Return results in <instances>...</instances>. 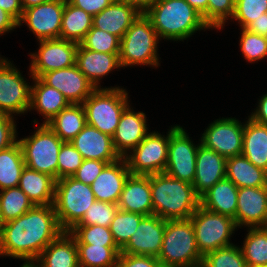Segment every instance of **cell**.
<instances>
[{"label":"cell","mask_w":267,"mask_h":267,"mask_svg":"<svg viewBox=\"0 0 267 267\" xmlns=\"http://www.w3.org/2000/svg\"><path fill=\"white\" fill-rule=\"evenodd\" d=\"M63 230L53 205H35L17 219L5 223L0 235V256L36 260Z\"/></svg>","instance_id":"obj_1"},{"label":"cell","mask_w":267,"mask_h":267,"mask_svg":"<svg viewBox=\"0 0 267 267\" xmlns=\"http://www.w3.org/2000/svg\"><path fill=\"white\" fill-rule=\"evenodd\" d=\"M154 214L163 220L189 219L200 206V197L191 183L165 172L150 175Z\"/></svg>","instance_id":"obj_2"},{"label":"cell","mask_w":267,"mask_h":267,"mask_svg":"<svg viewBox=\"0 0 267 267\" xmlns=\"http://www.w3.org/2000/svg\"><path fill=\"white\" fill-rule=\"evenodd\" d=\"M144 14L160 39L184 41L196 31L210 28L185 0H158Z\"/></svg>","instance_id":"obj_3"},{"label":"cell","mask_w":267,"mask_h":267,"mask_svg":"<svg viewBox=\"0 0 267 267\" xmlns=\"http://www.w3.org/2000/svg\"><path fill=\"white\" fill-rule=\"evenodd\" d=\"M162 267H195L202 264L203 256L197 249L191 219L166 220L160 254Z\"/></svg>","instance_id":"obj_4"},{"label":"cell","mask_w":267,"mask_h":267,"mask_svg":"<svg viewBox=\"0 0 267 267\" xmlns=\"http://www.w3.org/2000/svg\"><path fill=\"white\" fill-rule=\"evenodd\" d=\"M160 38L151 20L141 13L120 39L119 60L121 67L149 65L158 67L157 44Z\"/></svg>","instance_id":"obj_5"},{"label":"cell","mask_w":267,"mask_h":267,"mask_svg":"<svg viewBox=\"0 0 267 267\" xmlns=\"http://www.w3.org/2000/svg\"><path fill=\"white\" fill-rule=\"evenodd\" d=\"M129 102L127 91L119 86L95 89L83 102L87 124L112 137Z\"/></svg>","instance_id":"obj_6"},{"label":"cell","mask_w":267,"mask_h":267,"mask_svg":"<svg viewBox=\"0 0 267 267\" xmlns=\"http://www.w3.org/2000/svg\"><path fill=\"white\" fill-rule=\"evenodd\" d=\"M95 201L90 185L72 176L58 179L53 206L60 228L63 231L71 230Z\"/></svg>","instance_id":"obj_7"},{"label":"cell","mask_w":267,"mask_h":267,"mask_svg":"<svg viewBox=\"0 0 267 267\" xmlns=\"http://www.w3.org/2000/svg\"><path fill=\"white\" fill-rule=\"evenodd\" d=\"M24 162L30 169L58 180V155L64 143L47 124H41L32 136L19 139Z\"/></svg>","instance_id":"obj_8"},{"label":"cell","mask_w":267,"mask_h":267,"mask_svg":"<svg viewBox=\"0 0 267 267\" xmlns=\"http://www.w3.org/2000/svg\"><path fill=\"white\" fill-rule=\"evenodd\" d=\"M195 233L196 245L200 254L233 245L230 237L237 229L230 216L217 214L199 206L190 217Z\"/></svg>","instance_id":"obj_9"},{"label":"cell","mask_w":267,"mask_h":267,"mask_svg":"<svg viewBox=\"0 0 267 267\" xmlns=\"http://www.w3.org/2000/svg\"><path fill=\"white\" fill-rule=\"evenodd\" d=\"M168 145L169 131L167 136L155 131L148 133L134 149L124 156L130 173L134 175H153L165 172Z\"/></svg>","instance_id":"obj_10"},{"label":"cell","mask_w":267,"mask_h":267,"mask_svg":"<svg viewBox=\"0 0 267 267\" xmlns=\"http://www.w3.org/2000/svg\"><path fill=\"white\" fill-rule=\"evenodd\" d=\"M199 145H194L183 127L171 126L165 173L177 180L193 184Z\"/></svg>","instance_id":"obj_11"},{"label":"cell","mask_w":267,"mask_h":267,"mask_svg":"<svg viewBox=\"0 0 267 267\" xmlns=\"http://www.w3.org/2000/svg\"><path fill=\"white\" fill-rule=\"evenodd\" d=\"M31 88L14 64L0 56V112L12 116L27 113Z\"/></svg>","instance_id":"obj_12"},{"label":"cell","mask_w":267,"mask_h":267,"mask_svg":"<svg viewBox=\"0 0 267 267\" xmlns=\"http://www.w3.org/2000/svg\"><path fill=\"white\" fill-rule=\"evenodd\" d=\"M39 43L38 52L30 54L32 61L29 71L32 77L76 64L78 43L60 38L40 40Z\"/></svg>","instance_id":"obj_13"},{"label":"cell","mask_w":267,"mask_h":267,"mask_svg":"<svg viewBox=\"0 0 267 267\" xmlns=\"http://www.w3.org/2000/svg\"><path fill=\"white\" fill-rule=\"evenodd\" d=\"M244 125L234 118L217 119L209 124L199 141L223 157L242 155Z\"/></svg>","instance_id":"obj_14"},{"label":"cell","mask_w":267,"mask_h":267,"mask_svg":"<svg viewBox=\"0 0 267 267\" xmlns=\"http://www.w3.org/2000/svg\"><path fill=\"white\" fill-rule=\"evenodd\" d=\"M65 2L49 0L23 10L18 26L27 24L30 31L40 40L59 39Z\"/></svg>","instance_id":"obj_15"},{"label":"cell","mask_w":267,"mask_h":267,"mask_svg":"<svg viewBox=\"0 0 267 267\" xmlns=\"http://www.w3.org/2000/svg\"><path fill=\"white\" fill-rule=\"evenodd\" d=\"M166 220L153 214L144 216L136 232L121 249L123 254L158 257L162 248Z\"/></svg>","instance_id":"obj_16"},{"label":"cell","mask_w":267,"mask_h":267,"mask_svg":"<svg viewBox=\"0 0 267 267\" xmlns=\"http://www.w3.org/2000/svg\"><path fill=\"white\" fill-rule=\"evenodd\" d=\"M45 84L59 90L70 104H83L95 87L77 65L43 73L39 77Z\"/></svg>","instance_id":"obj_17"},{"label":"cell","mask_w":267,"mask_h":267,"mask_svg":"<svg viewBox=\"0 0 267 267\" xmlns=\"http://www.w3.org/2000/svg\"><path fill=\"white\" fill-rule=\"evenodd\" d=\"M233 219L238 228L267 227V186L239 188Z\"/></svg>","instance_id":"obj_18"},{"label":"cell","mask_w":267,"mask_h":267,"mask_svg":"<svg viewBox=\"0 0 267 267\" xmlns=\"http://www.w3.org/2000/svg\"><path fill=\"white\" fill-rule=\"evenodd\" d=\"M146 123L145 113L134 112L129 105L124 109L112 136L114 149L120 157L126 156L128 151L134 149L147 136Z\"/></svg>","instance_id":"obj_19"},{"label":"cell","mask_w":267,"mask_h":267,"mask_svg":"<svg viewBox=\"0 0 267 267\" xmlns=\"http://www.w3.org/2000/svg\"><path fill=\"white\" fill-rule=\"evenodd\" d=\"M226 158L201 144L197 150L193 187L201 197L218 181L226 178Z\"/></svg>","instance_id":"obj_20"},{"label":"cell","mask_w":267,"mask_h":267,"mask_svg":"<svg viewBox=\"0 0 267 267\" xmlns=\"http://www.w3.org/2000/svg\"><path fill=\"white\" fill-rule=\"evenodd\" d=\"M130 174L124 157L107 164L90 185L96 201L117 204Z\"/></svg>","instance_id":"obj_21"},{"label":"cell","mask_w":267,"mask_h":267,"mask_svg":"<svg viewBox=\"0 0 267 267\" xmlns=\"http://www.w3.org/2000/svg\"><path fill=\"white\" fill-rule=\"evenodd\" d=\"M70 142L83 159L105 161L109 164L121 158L114 149L112 137L88 124Z\"/></svg>","instance_id":"obj_22"},{"label":"cell","mask_w":267,"mask_h":267,"mask_svg":"<svg viewBox=\"0 0 267 267\" xmlns=\"http://www.w3.org/2000/svg\"><path fill=\"white\" fill-rule=\"evenodd\" d=\"M117 205L119 210L144 216L153 215L150 175L130 174Z\"/></svg>","instance_id":"obj_23"},{"label":"cell","mask_w":267,"mask_h":267,"mask_svg":"<svg viewBox=\"0 0 267 267\" xmlns=\"http://www.w3.org/2000/svg\"><path fill=\"white\" fill-rule=\"evenodd\" d=\"M141 12L128 3L116 0L93 16V27L121 39Z\"/></svg>","instance_id":"obj_24"},{"label":"cell","mask_w":267,"mask_h":267,"mask_svg":"<svg viewBox=\"0 0 267 267\" xmlns=\"http://www.w3.org/2000/svg\"><path fill=\"white\" fill-rule=\"evenodd\" d=\"M76 65L95 89L101 88L99 82L102 77L113 69L121 68L119 54L92 51L80 44L76 53Z\"/></svg>","instance_id":"obj_25"},{"label":"cell","mask_w":267,"mask_h":267,"mask_svg":"<svg viewBox=\"0 0 267 267\" xmlns=\"http://www.w3.org/2000/svg\"><path fill=\"white\" fill-rule=\"evenodd\" d=\"M36 261L42 267H80L75 238L63 231L38 256Z\"/></svg>","instance_id":"obj_26"},{"label":"cell","mask_w":267,"mask_h":267,"mask_svg":"<svg viewBox=\"0 0 267 267\" xmlns=\"http://www.w3.org/2000/svg\"><path fill=\"white\" fill-rule=\"evenodd\" d=\"M32 80L29 111L37 110L45 118L43 124H46L70 103L59 90L45 84L39 77H32Z\"/></svg>","instance_id":"obj_27"},{"label":"cell","mask_w":267,"mask_h":267,"mask_svg":"<svg viewBox=\"0 0 267 267\" xmlns=\"http://www.w3.org/2000/svg\"><path fill=\"white\" fill-rule=\"evenodd\" d=\"M238 190L239 188L231 180L224 178L200 197V206L211 212L234 218Z\"/></svg>","instance_id":"obj_28"},{"label":"cell","mask_w":267,"mask_h":267,"mask_svg":"<svg viewBox=\"0 0 267 267\" xmlns=\"http://www.w3.org/2000/svg\"><path fill=\"white\" fill-rule=\"evenodd\" d=\"M55 185L53 177L25 166L18 187L34 205H53Z\"/></svg>","instance_id":"obj_29"},{"label":"cell","mask_w":267,"mask_h":267,"mask_svg":"<svg viewBox=\"0 0 267 267\" xmlns=\"http://www.w3.org/2000/svg\"><path fill=\"white\" fill-rule=\"evenodd\" d=\"M242 155L267 171V125L248 118L244 123Z\"/></svg>","instance_id":"obj_30"},{"label":"cell","mask_w":267,"mask_h":267,"mask_svg":"<svg viewBox=\"0 0 267 267\" xmlns=\"http://www.w3.org/2000/svg\"><path fill=\"white\" fill-rule=\"evenodd\" d=\"M226 178L238 188L267 186V171L256 167L243 155L227 158Z\"/></svg>","instance_id":"obj_31"},{"label":"cell","mask_w":267,"mask_h":267,"mask_svg":"<svg viewBox=\"0 0 267 267\" xmlns=\"http://www.w3.org/2000/svg\"><path fill=\"white\" fill-rule=\"evenodd\" d=\"M46 124L63 142H70L87 125L83 104H70Z\"/></svg>","instance_id":"obj_32"},{"label":"cell","mask_w":267,"mask_h":267,"mask_svg":"<svg viewBox=\"0 0 267 267\" xmlns=\"http://www.w3.org/2000/svg\"><path fill=\"white\" fill-rule=\"evenodd\" d=\"M93 16L65 2L60 39L80 43L93 26Z\"/></svg>","instance_id":"obj_33"},{"label":"cell","mask_w":267,"mask_h":267,"mask_svg":"<svg viewBox=\"0 0 267 267\" xmlns=\"http://www.w3.org/2000/svg\"><path fill=\"white\" fill-rule=\"evenodd\" d=\"M25 166L22 148L18 141L0 151V191L17 187Z\"/></svg>","instance_id":"obj_34"},{"label":"cell","mask_w":267,"mask_h":267,"mask_svg":"<svg viewBox=\"0 0 267 267\" xmlns=\"http://www.w3.org/2000/svg\"><path fill=\"white\" fill-rule=\"evenodd\" d=\"M80 267H116L121 249L118 246L76 244Z\"/></svg>","instance_id":"obj_35"},{"label":"cell","mask_w":267,"mask_h":267,"mask_svg":"<svg viewBox=\"0 0 267 267\" xmlns=\"http://www.w3.org/2000/svg\"><path fill=\"white\" fill-rule=\"evenodd\" d=\"M241 247L247 267L267 265V227L249 228Z\"/></svg>","instance_id":"obj_36"},{"label":"cell","mask_w":267,"mask_h":267,"mask_svg":"<svg viewBox=\"0 0 267 267\" xmlns=\"http://www.w3.org/2000/svg\"><path fill=\"white\" fill-rule=\"evenodd\" d=\"M34 206L18 186L0 191V210L5 223L17 219Z\"/></svg>","instance_id":"obj_37"},{"label":"cell","mask_w":267,"mask_h":267,"mask_svg":"<svg viewBox=\"0 0 267 267\" xmlns=\"http://www.w3.org/2000/svg\"><path fill=\"white\" fill-rule=\"evenodd\" d=\"M144 215L124 210H117L111 221L110 231L116 245L122 249L130 240Z\"/></svg>","instance_id":"obj_38"},{"label":"cell","mask_w":267,"mask_h":267,"mask_svg":"<svg viewBox=\"0 0 267 267\" xmlns=\"http://www.w3.org/2000/svg\"><path fill=\"white\" fill-rule=\"evenodd\" d=\"M76 244H90L98 246H117L110 227L100 225H75L68 231Z\"/></svg>","instance_id":"obj_39"},{"label":"cell","mask_w":267,"mask_h":267,"mask_svg":"<svg viewBox=\"0 0 267 267\" xmlns=\"http://www.w3.org/2000/svg\"><path fill=\"white\" fill-rule=\"evenodd\" d=\"M203 267H247L241 247L234 244L203 256Z\"/></svg>","instance_id":"obj_40"},{"label":"cell","mask_w":267,"mask_h":267,"mask_svg":"<svg viewBox=\"0 0 267 267\" xmlns=\"http://www.w3.org/2000/svg\"><path fill=\"white\" fill-rule=\"evenodd\" d=\"M83 48L96 52L119 54L120 39L109 32L92 28L79 43Z\"/></svg>","instance_id":"obj_41"},{"label":"cell","mask_w":267,"mask_h":267,"mask_svg":"<svg viewBox=\"0 0 267 267\" xmlns=\"http://www.w3.org/2000/svg\"><path fill=\"white\" fill-rule=\"evenodd\" d=\"M240 50L248 62L262 60L267 56V36L250 32L245 28L241 30Z\"/></svg>","instance_id":"obj_42"},{"label":"cell","mask_w":267,"mask_h":267,"mask_svg":"<svg viewBox=\"0 0 267 267\" xmlns=\"http://www.w3.org/2000/svg\"><path fill=\"white\" fill-rule=\"evenodd\" d=\"M115 203L95 201L76 225H100L110 227L118 210Z\"/></svg>","instance_id":"obj_43"},{"label":"cell","mask_w":267,"mask_h":267,"mask_svg":"<svg viewBox=\"0 0 267 267\" xmlns=\"http://www.w3.org/2000/svg\"><path fill=\"white\" fill-rule=\"evenodd\" d=\"M267 12V0H235V11L231 18L246 28L251 22Z\"/></svg>","instance_id":"obj_44"},{"label":"cell","mask_w":267,"mask_h":267,"mask_svg":"<svg viewBox=\"0 0 267 267\" xmlns=\"http://www.w3.org/2000/svg\"><path fill=\"white\" fill-rule=\"evenodd\" d=\"M235 0H208L207 24L210 28L222 29L226 20L233 17Z\"/></svg>","instance_id":"obj_45"},{"label":"cell","mask_w":267,"mask_h":267,"mask_svg":"<svg viewBox=\"0 0 267 267\" xmlns=\"http://www.w3.org/2000/svg\"><path fill=\"white\" fill-rule=\"evenodd\" d=\"M83 160L71 142H64L58 155V179L72 176L82 165Z\"/></svg>","instance_id":"obj_46"},{"label":"cell","mask_w":267,"mask_h":267,"mask_svg":"<svg viewBox=\"0 0 267 267\" xmlns=\"http://www.w3.org/2000/svg\"><path fill=\"white\" fill-rule=\"evenodd\" d=\"M107 164L105 161L84 159L72 177L84 184L91 185Z\"/></svg>","instance_id":"obj_47"},{"label":"cell","mask_w":267,"mask_h":267,"mask_svg":"<svg viewBox=\"0 0 267 267\" xmlns=\"http://www.w3.org/2000/svg\"><path fill=\"white\" fill-rule=\"evenodd\" d=\"M14 116L0 112V151L14 145L17 140Z\"/></svg>","instance_id":"obj_48"},{"label":"cell","mask_w":267,"mask_h":267,"mask_svg":"<svg viewBox=\"0 0 267 267\" xmlns=\"http://www.w3.org/2000/svg\"><path fill=\"white\" fill-rule=\"evenodd\" d=\"M116 267H162L157 257L120 253Z\"/></svg>","instance_id":"obj_49"},{"label":"cell","mask_w":267,"mask_h":267,"mask_svg":"<svg viewBox=\"0 0 267 267\" xmlns=\"http://www.w3.org/2000/svg\"><path fill=\"white\" fill-rule=\"evenodd\" d=\"M115 1L116 0H70L69 3L77 8L83 9L91 16H95Z\"/></svg>","instance_id":"obj_50"},{"label":"cell","mask_w":267,"mask_h":267,"mask_svg":"<svg viewBox=\"0 0 267 267\" xmlns=\"http://www.w3.org/2000/svg\"><path fill=\"white\" fill-rule=\"evenodd\" d=\"M0 8L10 14L17 22L22 17L23 7L20 0H0Z\"/></svg>","instance_id":"obj_51"},{"label":"cell","mask_w":267,"mask_h":267,"mask_svg":"<svg viewBox=\"0 0 267 267\" xmlns=\"http://www.w3.org/2000/svg\"><path fill=\"white\" fill-rule=\"evenodd\" d=\"M250 117L255 122L267 125V94L263 95L258 102V107Z\"/></svg>","instance_id":"obj_52"},{"label":"cell","mask_w":267,"mask_h":267,"mask_svg":"<svg viewBox=\"0 0 267 267\" xmlns=\"http://www.w3.org/2000/svg\"><path fill=\"white\" fill-rule=\"evenodd\" d=\"M18 27V22L5 10L0 8V36Z\"/></svg>","instance_id":"obj_53"},{"label":"cell","mask_w":267,"mask_h":267,"mask_svg":"<svg viewBox=\"0 0 267 267\" xmlns=\"http://www.w3.org/2000/svg\"><path fill=\"white\" fill-rule=\"evenodd\" d=\"M245 29L259 35L267 36V12L263 13V17H259L251 22Z\"/></svg>","instance_id":"obj_54"},{"label":"cell","mask_w":267,"mask_h":267,"mask_svg":"<svg viewBox=\"0 0 267 267\" xmlns=\"http://www.w3.org/2000/svg\"><path fill=\"white\" fill-rule=\"evenodd\" d=\"M190 6H192L197 12H199L203 20L207 23V4L208 0H185Z\"/></svg>","instance_id":"obj_55"},{"label":"cell","mask_w":267,"mask_h":267,"mask_svg":"<svg viewBox=\"0 0 267 267\" xmlns=\"http://www.w3.org/2000/svg\"><path fill=\"white\" fill-rule=\"evenodd\" d=\"M136 7L141 13H145L158 0H119Z\"/></svg>","instance_id":"obj_56"},{"label":"cell","mask_w":267,"mask_h":267,"mask_svg":"<svg viewBox=\"0 0 267 267\" xmlns=\"http://www.w3.org/2000/svg\"><path fill=\"white\" fill-rule=\"evenodd\" d=\"M23 10L33 7V6H37L39 4L45 3L49 0H20Z\"/></svg>","instance_id":"obj_57"},{"label":"cell","mask_w":267,"mask_h":267,"mask_svg":"<svg viewBox=\"0 0 267 267\" xmlns=\"http://www.w3.org/2000/svg\"><path fill=\"white\" fill-rule=\"evenodd\" d=\"M20 266L21 267H42L36 260H25V262Z\"/></svg>","instance_id":"obj_58"},{"label":"cell","mask_w":267,"mask_h":267,"mask_svg":"<svg viewBox=\"0 0 267 267\" xmlns=\"http://www.w3.org/2000/svg\"><path fill=\"white\" fill-rule=\"evenodd\" d=\"M4 225H5V222L3 221L1 210H0V235L3 230Z\"/></svg>","instance_id":"obj_59"}]
</instances>
